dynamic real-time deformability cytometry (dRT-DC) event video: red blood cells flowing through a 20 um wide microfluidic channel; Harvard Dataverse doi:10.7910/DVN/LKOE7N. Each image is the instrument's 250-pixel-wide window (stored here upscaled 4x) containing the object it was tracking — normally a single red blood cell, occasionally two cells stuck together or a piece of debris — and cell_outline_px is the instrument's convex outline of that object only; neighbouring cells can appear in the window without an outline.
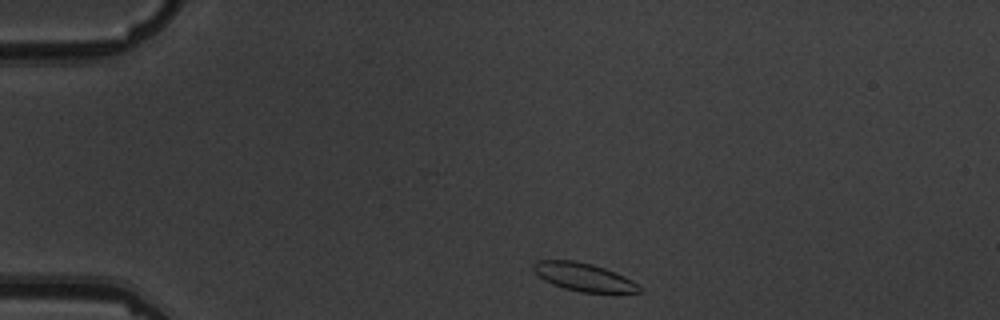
{"species": "common noctule bat (a hibernating species)", "species_latin": "Nyctalus noctula", "temperature_condition": "warm", "stored_images_in_passage": 2, "camera_frame_rate_fps": 3000, "um_per_image_px": 0.085, "animal": {"sex": "male", "body_mass_g": 19.5, "forearm_length_mm": 54.6}, "frame": {"image": 1, "passage_image": 1, "time_ms": 0.0, "image_size_px": [1000, 320], "cell_outline_px": [[644, 292], [580, 292], [564, 288], [552, 284], [544, 280], [532, 268], [532, 264], [536, 260], [572, 260], [592, 264], [616, 272], [632, 280]], "centroid_in_image_um": [49.58, 23.54], "position_along_channel_um": 35.4, "area_um2": 17.17}}